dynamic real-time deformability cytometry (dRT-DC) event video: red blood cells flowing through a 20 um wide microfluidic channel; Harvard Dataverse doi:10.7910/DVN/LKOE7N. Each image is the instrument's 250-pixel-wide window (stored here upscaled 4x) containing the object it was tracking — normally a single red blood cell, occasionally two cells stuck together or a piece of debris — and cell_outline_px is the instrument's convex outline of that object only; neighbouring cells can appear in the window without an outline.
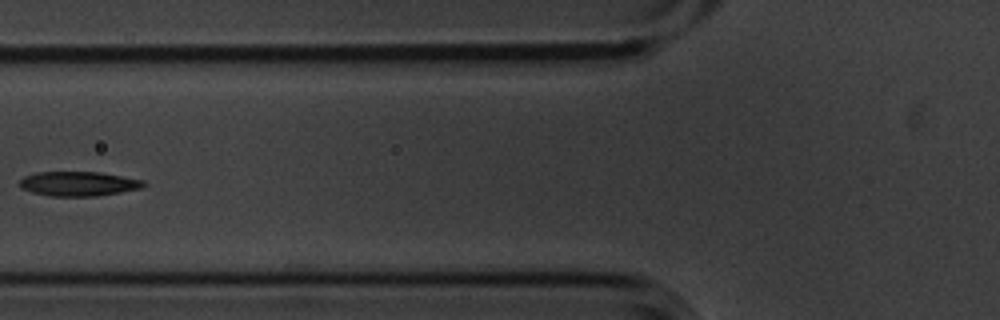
{"species": "common noctule bat (a hibernating species)", "species_latin": "Nyctalus noctula", "temperature_condition": "cold", "stored_images_in_passage": 7, "camera_frame_rate_fps": 3000, "um_per_image_px": 0.085, "animal": {"sex": "male", "body_mass_g": 20.1, "forearm_length_mm": 53.5}, "frame": {"image": 1, "passage_image": 6, "time_ms": 1.667, "image_size_px": [1000, 320], "cell_outline_px": [[148, 184], [140, 188], [120, 192], [96, 196], [48, 196], [32, 192], [20, 188], [20, 180], [24, 176], [36, 172], [100, 172], [144, 180]], "centroid_in_image_um": [6.66, 15.61], "position_along_channel_um": 119.1, "area_um2": 17.74}}
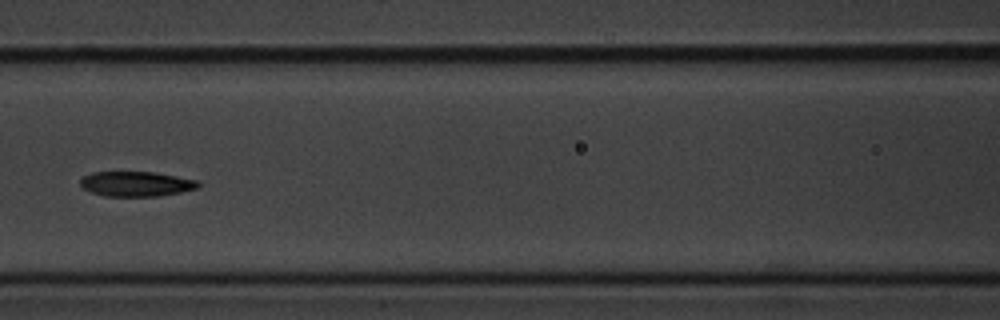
{"frame": {"image": 2, "passage_image": 7, "time_ms": 2.0, "image_size_px": [1000, 320], "cell_outline_px": [[200, 184], [196, 188], [180, 192], [156, 196], [104, 196], [92, 192], [84, 188], [80, 184], [80, 180], [84, 176], [92, 172], [152, 172], [176, 176], [196, 180]], "centroid_in_image_um": [11.55, 15.63], "position_along_channel_um": 155.1, "area_um2": 16.88}}